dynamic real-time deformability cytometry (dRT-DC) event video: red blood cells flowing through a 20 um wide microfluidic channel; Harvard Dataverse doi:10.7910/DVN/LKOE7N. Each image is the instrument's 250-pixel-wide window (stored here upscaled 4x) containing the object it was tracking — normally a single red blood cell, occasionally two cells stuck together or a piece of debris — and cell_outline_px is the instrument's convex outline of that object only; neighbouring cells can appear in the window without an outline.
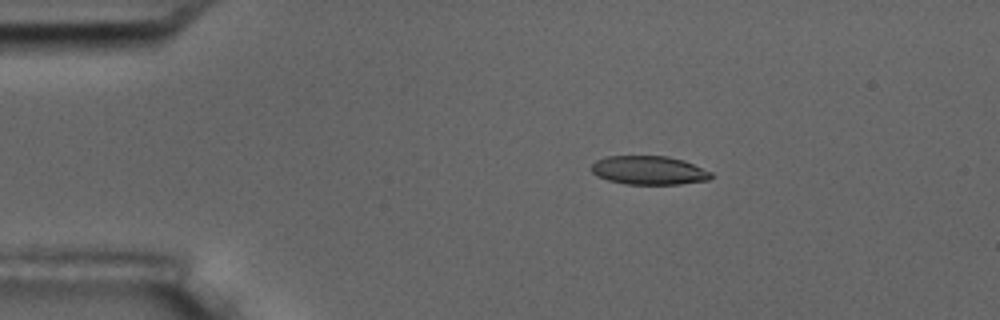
{"species": "common noctule bat (a hibernating species)", "species_latin": "Nyctalus noctula", "temperature_condition": "room temperature", "stored_images_in_passage": 5, "camera_frame_rate_fps": 3000, "um_per_image_px": 0.085, "animal": {"sex": "male", "body_mass_g": 17.5, "forearm_length_mm": 52.3}, "frame": {"image": 1, "passage_image": 3, "time_ms": 2.333, "image_size_px": [1000, 320], "cell_outline_px": [[716, 176], [708, 180], [680, 184], [624, 184], [608, 180], [596, 176], [592, 172], [592, 164], [596, 160], [608, 156], [668, 156], [684, 160], [712, 172]], "centroid_in_image_um": [55.19, 14.48], "position_along_channel_um": 29.8, "area_um2": 20.17}}